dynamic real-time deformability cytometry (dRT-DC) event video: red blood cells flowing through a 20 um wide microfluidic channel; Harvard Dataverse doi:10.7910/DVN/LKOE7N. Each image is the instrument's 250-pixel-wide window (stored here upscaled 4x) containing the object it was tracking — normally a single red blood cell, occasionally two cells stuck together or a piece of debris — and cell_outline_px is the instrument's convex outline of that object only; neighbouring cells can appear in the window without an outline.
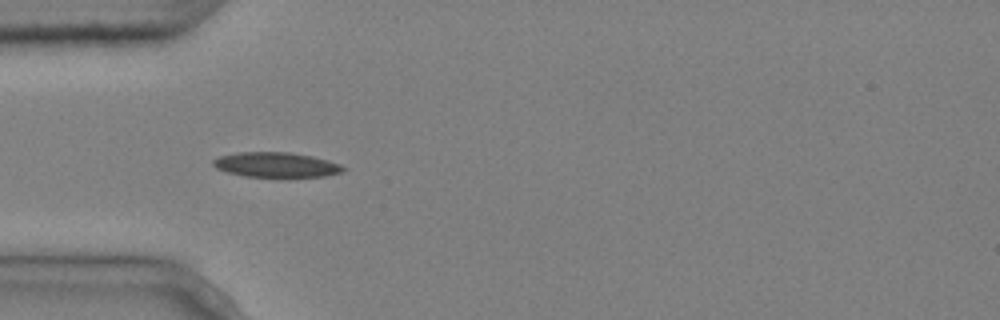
{"species": "common noctule bat (a hibernating species)", "species_latin": "Nyctalus noctula", "temperature_condition": "cold", "stored_images_in_passage": 8, "camera_frame_rate_fps": 3000, "um_per_image_px": 0.085, "animal": {"sex": "male", "body_mass_g": 20.4}, "frame": {"image": 1, "passage_image": 3, "time_ms": 0.667, "image_size_px": [1000, 320], "cell_outline_px": [[348, 168], [344, 172], [324, 176], [288, 180], [280, 180], [244, 176], [228, 172], [216, 168], [212, 164], [212, 160], [220, 156], [236, 152], [288, 152], [312, 156], [328, 160], [340, 164]], "centroid_in_image_um": [23.53, 14.06], "position_along_channel_um": 61.5, "area_um2": 20.06}}
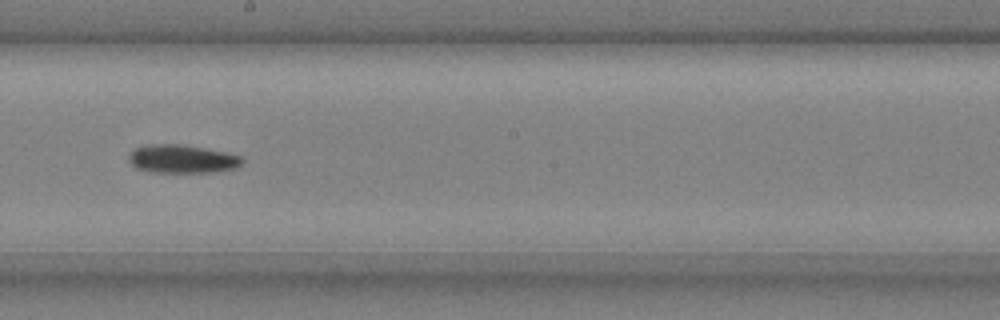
{"frame": {"image": 2, "passage_image": 7, "time_ms": 2.0, "image_size_px": [1000, 320], "cell_outline_px": [[244, 164], [236, 168], [216, 172], [148, 172], [136, 168], [128, 160], [128, 156], [136, 148], [144, 144], [180, 144], [204, 148], [244, 156]], "centroid_in_image_um": [15.51, 13.51], "position_along_channel_um": 232.7, "area_um2": 18.96}}
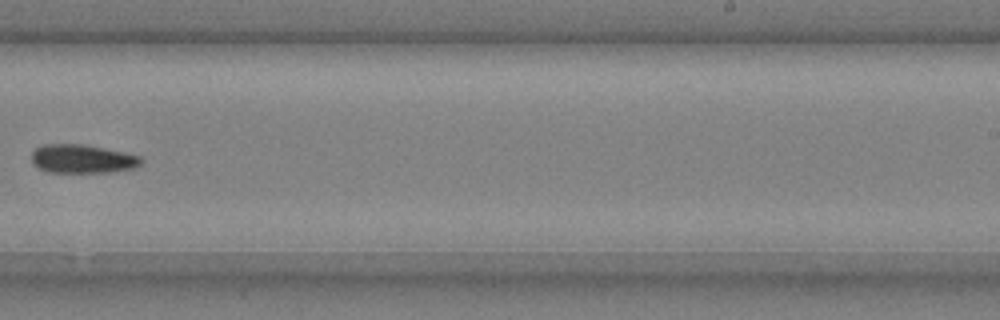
{"frame": {"image": 3, "passage_image": 8, "time_ms": 2.333, "image_size_px": [1000, 320], "cell_outline_px": [[144, 160], [136, 168], [108, 172], [48, 172], [32, 164], [32, 152], [36, 148], [44, 144], [84, 144], [124, 152], [140, 156]], "centroid_in_image_um": [7.01, 13.5], "position_along_channel_um": 282.0, "area_um2": 18.32}}